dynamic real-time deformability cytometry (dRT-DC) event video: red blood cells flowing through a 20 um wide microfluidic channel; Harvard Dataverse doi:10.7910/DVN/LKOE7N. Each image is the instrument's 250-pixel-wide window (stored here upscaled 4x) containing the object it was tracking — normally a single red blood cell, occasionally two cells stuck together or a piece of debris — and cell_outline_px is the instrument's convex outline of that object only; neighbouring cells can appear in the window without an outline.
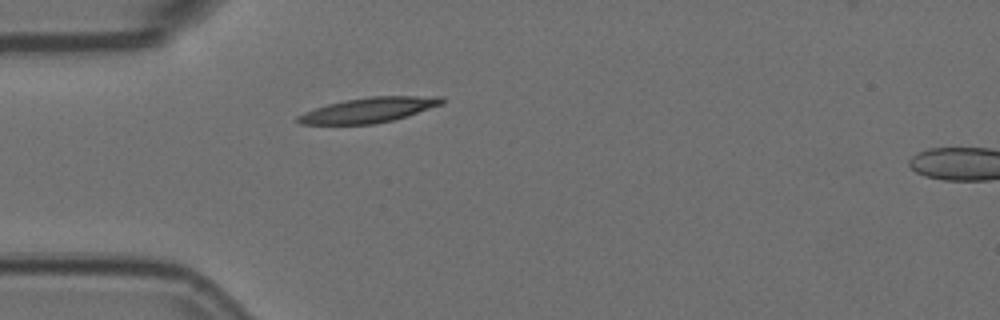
{"species": "Egyptian fruit bat (a non-hibernating species)", "species_latin": "Rousettus aegyptiacus", "temperature_condition": "room temperature", "stored_images_in_passage": 2, "camera_frame_rate_fps": 3000, "um_per_image_px": 0.085, "animal": {"sex": "female"}, "frame": {"image": 1, "passage_image": 1, "time_ms": 0.0, "image_size_px": [1000, 320], "cell_outline_px": [[444, 104], [392, 120], [372, 124], [300, 124], [296, 120], [296, 116], [304, 112], [328, 104], [344, 100], [372, 96], [444, 96]], "centroid_in_image_um": [31.35, 9.34], "position_along_channel_um": 53.6, "area_um2": 20.87}}